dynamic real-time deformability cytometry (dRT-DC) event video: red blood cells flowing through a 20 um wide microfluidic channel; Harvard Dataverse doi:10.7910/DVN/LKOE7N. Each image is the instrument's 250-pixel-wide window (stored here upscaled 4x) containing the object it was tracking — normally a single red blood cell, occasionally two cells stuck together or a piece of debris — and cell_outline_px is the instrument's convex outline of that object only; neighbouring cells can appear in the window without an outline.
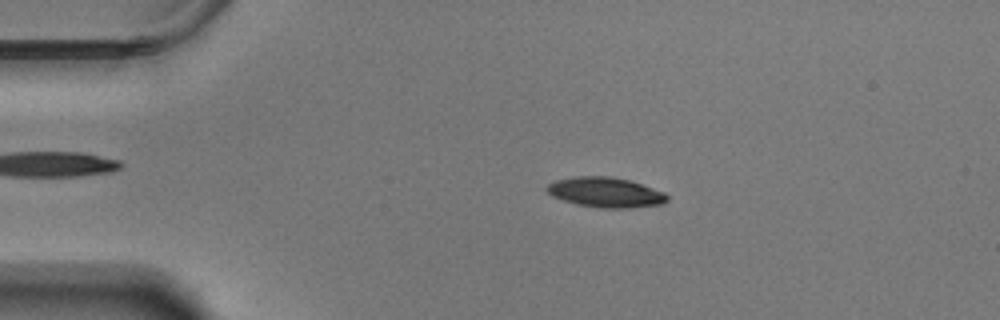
{"species": "Egyptian fruit bat (a non-hibernating species)", "species_latin": "Rousettus aegyptiacus", "temperature_condition": "warm", "stored_images_in_passage": 57, "camera_frame_rate_fps": 3000, "um_per_image_px": 0.085, "animal": {"sex": "male"}, "frame": {"image": 1, "passage_image": 11, "time_ms": 3.333, "image_size_px": [1000, 320], "cell_outline_px": [[668, 200], [664, 204], [632, 208], [604, 208], [576, 204], [552, 196], [544, 188], [548, 184], [556, 180], [576, 176], [612, 176], [632, 180], [664, 192], [668, 196]], "centroid_in_image_um": [51.5, 16.34], "position_along_channel_um": 33.5, "area_um2": 21.27}}
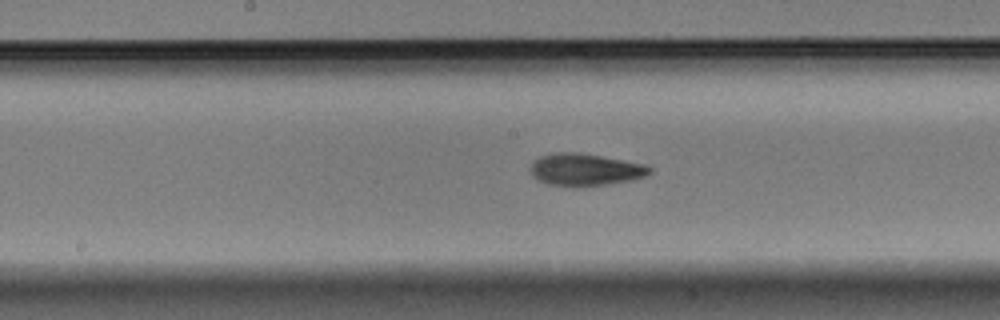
{"frame": {"image": 2, "passage_image": 29, "time_ms": 9.333, "image_size_px": [1000, 320], "cell_outline_px": [[652, 172], [648, 176], [632, 180], [584, 188], [572, 188], [548, 184], [532, 176], [532, 164], [540, 156], [556, 152], [580, 152], [624, 160], [644, 164], [652, 168]], "centroid_in_image_um": [49.79, 14.44], "position_along_channel_um": 198.4, "area_um2": 22.77}}
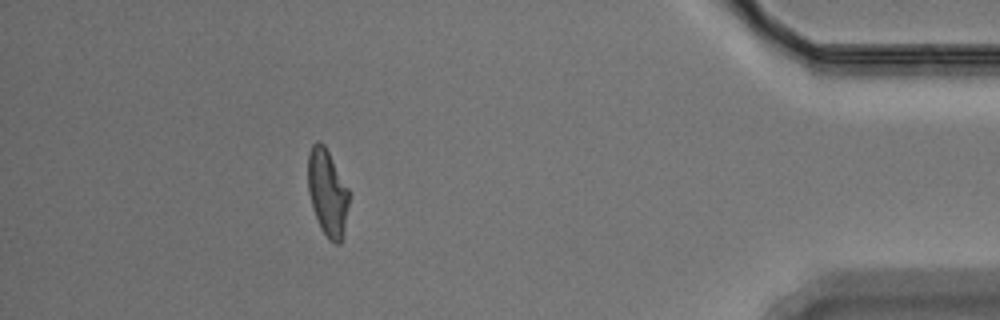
{"frame": {"image": 3, "passage_image": 51, "time_ms": 16.667, "image_size_px": [1000, 320], "cell_outline_px": [[348, 204], [340, 244], [336, 244], [328, 240], [320, 228], [312, 208], [308, 192], [308, 152], [312, 144], [316, 140], [320, 140], [324, 144], [348, 188]], "centroid_in_image_um": [27.79, 16.34], "position_along_channel_um": 407.4, "area_um2": 20.58}, "authors_computed_cell_mechanics": {"area_um2": 21.2704, "velocity_mm_per_s": 3.5061, "shape_relaxation_time_tau1_ms": 4.1282, "shape_relaxation_time_tau2_ms": 2.8934, "deformation_change_tau1": 0.1525, "deformation_change_tau2": 0.0979}}